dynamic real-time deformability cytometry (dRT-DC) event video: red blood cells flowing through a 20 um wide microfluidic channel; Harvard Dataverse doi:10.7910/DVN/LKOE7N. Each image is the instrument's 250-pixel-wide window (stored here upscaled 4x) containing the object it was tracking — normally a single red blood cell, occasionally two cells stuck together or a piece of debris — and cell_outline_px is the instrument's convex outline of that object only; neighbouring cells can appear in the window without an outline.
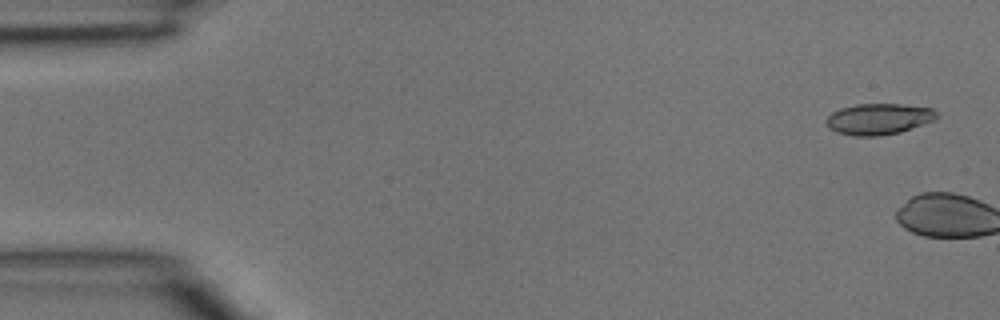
{"species": "common noctule bat (a hibernating species)", "species_latin": "Nyctalus noctula", "temperature_condition": "room temperature", "stored_images_in_passage": 6, "camera_frame_rate_fps": 3000, "um_per_image_px": 0.085, "animal": {"sex": "male", "body_mass_g": 15.6}, "frame": {"image": 1, "passage_image": 1, "time_ms": 0.0, "image_size_px": [1000, 320], "cell_outline_px": [[936, 116], [932, 120], [900, 132], [880, 136], [852, 136], [836, 132], [828, 128], [824, 120], [832, 112], [840, 108], [856, 104], [900, 104], [932, 108], [936, 112]], "centroid_in_image_um": [74.6, 10.12], "position_along_channel_um": 10.4, "area_um2": 19.94}}